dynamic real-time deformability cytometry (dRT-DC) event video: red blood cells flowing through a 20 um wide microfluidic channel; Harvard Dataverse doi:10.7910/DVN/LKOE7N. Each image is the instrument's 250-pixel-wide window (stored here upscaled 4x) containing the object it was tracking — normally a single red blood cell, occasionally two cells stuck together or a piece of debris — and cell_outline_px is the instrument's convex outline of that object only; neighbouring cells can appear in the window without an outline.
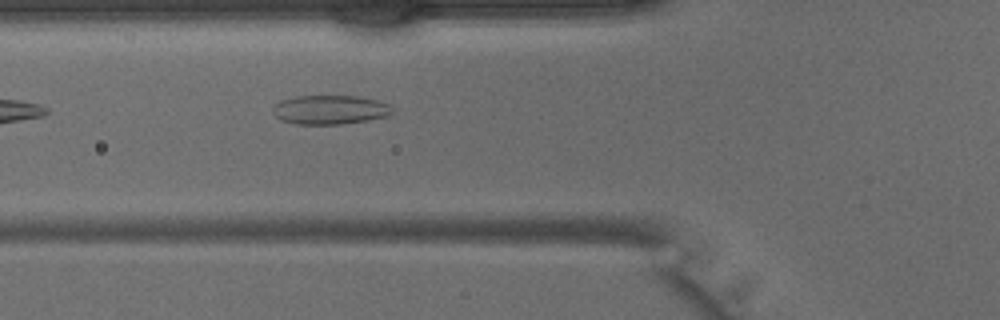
{"species": "common noctule bat (a hibernating species)", "species_latin": "Nyctalus noctula", "temperature_condition": "warm", "stored_images_in_passage": 6, "camera_frame_rate_fps": 3000, "um_per_image_px": 0.085, "animal": {"sex": "male", "body_mass_g": 15.6}, "frame": {"image": 1, "passage_image": 6, "time_ms": 1.667, "image_size_px": [1000, 320], "cell_outline_px": [[392, 112], [388, 116], [368, 120], [340, 124], [296, 124], [280, 120], [272, 112], [272, 108], [280, 100], [296, 96], [356, 96], [376, 100], [388, 104], [392, 108]], "centroid_in_image_um": [28.02, 9.33], "position_along_channel_um": 97.8, "area_um2": 20.23}}